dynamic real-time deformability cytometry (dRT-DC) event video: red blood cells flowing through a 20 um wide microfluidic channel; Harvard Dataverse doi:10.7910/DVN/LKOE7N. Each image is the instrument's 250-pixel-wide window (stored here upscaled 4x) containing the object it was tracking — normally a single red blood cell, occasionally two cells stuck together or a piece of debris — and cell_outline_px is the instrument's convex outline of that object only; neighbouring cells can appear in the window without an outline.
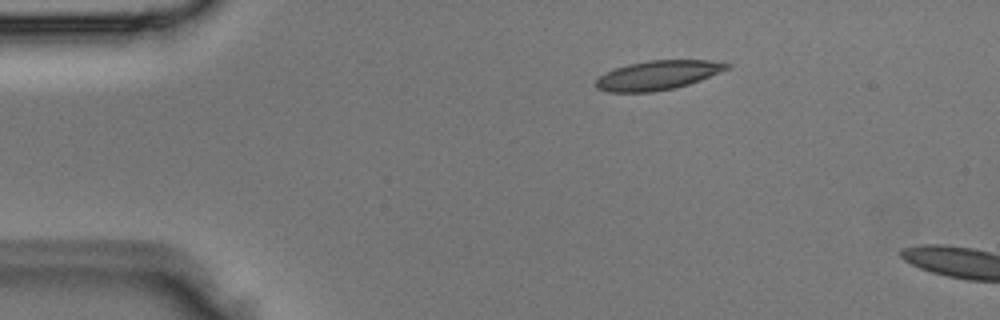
{"species": "Egyptian fruit bat (a non-hibernating species)", "species_latin": "Rousettus aegyptiacus", "temperature_condition": "room temperature", "stored_images_in_passage": 2, "camera_frame_rate_fps": 3000, "um_per_image_px": 0.085, "animal": {"sex": "male"}, "frame": {"image": 1, "passage_image": 1, "time_ms": 0.0, "image_size_px": [1000, 320], "cell_outline_px": [[732, 68], [700, 80], [676, 88], [652, 92], [608, 92], [596, 88], [596, 80], [604, 72], [628, 64], [648, 60], [708, 60], [732, 64]], "centroid_in_image_um": [55.93, 6.39], "position_along_channel_um": 29.1, "area_um2": 22.43}}